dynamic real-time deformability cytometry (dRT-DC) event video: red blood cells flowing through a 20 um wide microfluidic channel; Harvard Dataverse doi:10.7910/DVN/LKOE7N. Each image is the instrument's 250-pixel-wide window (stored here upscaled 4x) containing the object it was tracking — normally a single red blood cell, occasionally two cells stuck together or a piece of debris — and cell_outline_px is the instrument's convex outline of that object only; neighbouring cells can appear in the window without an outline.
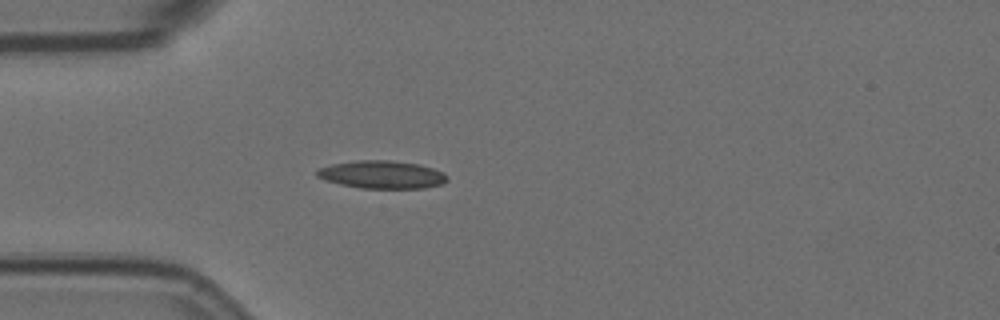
{"species": "Egyptian fruit bat (a non-hibernating species)", "species_latin": "Rousettus aegyptiacus", "temperature_condition": "room temperature", "stored_images_in_passage": 4, "camera_frame_rate_fps": 3000, "um_per_image_px": 0.085, "animal": {"sex": "female"}, "frame": {"image": 1, "passage_image": 4, "time_ms": 1.0, "image_size_px": [1000, 320], "cell_outline_px": [[448, 180], [440, 184], [424, 188], [360, 188], [340, 184], [324, 180], [316, 176], [316, 168], [332, 164], [360, 160], [388, 160], [416, 164], [432, 168], [444, 172], [448, 176]], "centroid_in_image_um": [32.43, 14.84], "position_along_channel_um": 52.6, "area_um2": 21.1}}